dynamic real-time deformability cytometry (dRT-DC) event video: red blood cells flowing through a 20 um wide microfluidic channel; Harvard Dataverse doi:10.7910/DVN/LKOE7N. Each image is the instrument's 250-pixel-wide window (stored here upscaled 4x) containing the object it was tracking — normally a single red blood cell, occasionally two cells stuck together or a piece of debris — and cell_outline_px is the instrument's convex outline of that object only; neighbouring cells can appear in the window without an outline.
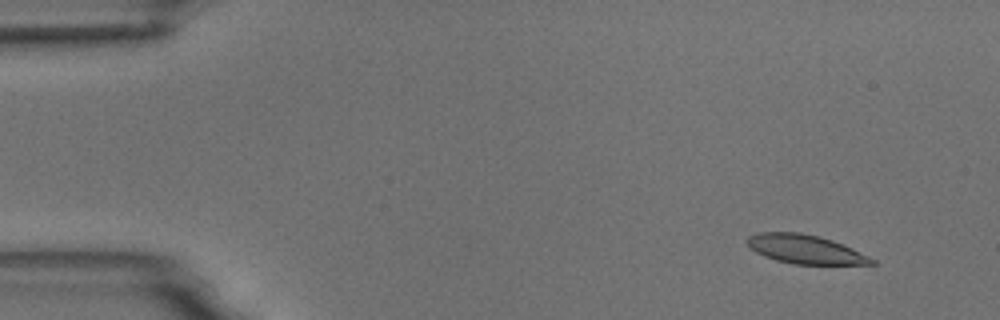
{"species": "common noctule bat (a hibernating species)", "species_latin": "Nyctalus noctula", "temperature_condition": "room temperature", "stored_images_in_passage": 4, "camera_frame_rate_fps": 3000, "um_per_image_px": 0.085, "animal": {"sex": "male", "body_mass_g": 18.8}, "frame": {"image": 1, "passage_image": 1, "time_ms": 0.0, "image_size_px": [1000, 320], "cell_outline_px": [[876, 264], [796, 264], [776, 260], [764, 256], [756, 252], [744, 240], [748, 236], [760, 232], [800, 232], [820, 236], [844, 244], [876, 260]], "centroid_in_image_um": [68.44, 21.17], "position_along_channel_um": 16.6, "area_um2": 20.92}}
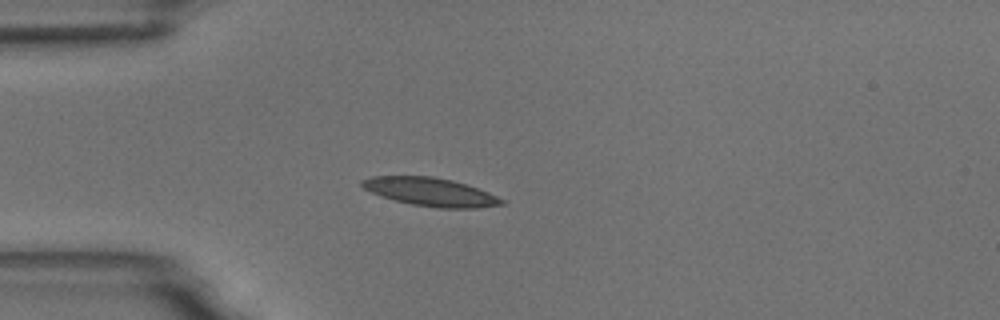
{"frame": {"image": 2, "passage_image": 4, "time_ms": 3.333, "image_size_px": [1000, 320], "cell_outline_px": [[504, 204], [476, 208], [436, 208], [412, 204], [396, 200], [372, 192], [364, 188], [360, 184], [360, 180], [372, 176], [432, 176], [452, 180], [488, 192], [504, 200]], "centroid_in_image_um": [36.58, 16.31], "position_along_channel_um": 48.4, "area_um2": 22.72}}